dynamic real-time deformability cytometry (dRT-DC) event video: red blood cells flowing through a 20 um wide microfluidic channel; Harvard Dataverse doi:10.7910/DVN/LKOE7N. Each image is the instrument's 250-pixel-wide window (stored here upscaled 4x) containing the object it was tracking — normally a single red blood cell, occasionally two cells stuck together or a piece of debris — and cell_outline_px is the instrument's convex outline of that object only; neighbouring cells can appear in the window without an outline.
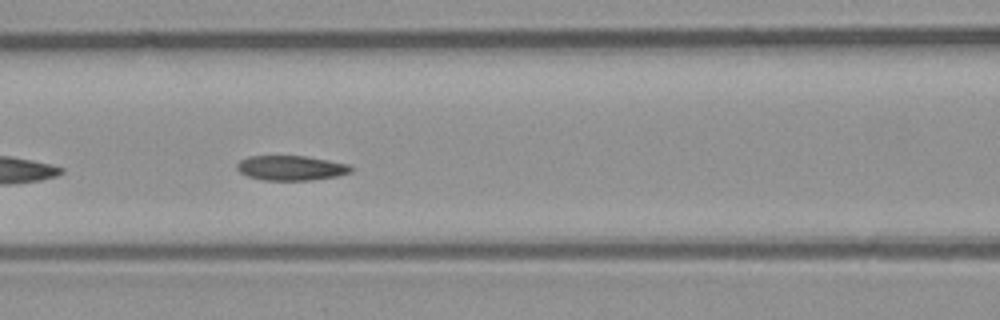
{"species": "common noctule bat (a hibernating species)", "species_latin": "Nyctalus noctula", "temperature_condition": "room temperature", "stored_images_in_passage": 26, "camera_frame_rate_fps": 3000, "um_per_image_px": 0.085, "animal": {"sex": "male", "body_mass_g": 23.1, "forearm_length_mm": 52.7}, "frame": {"image": 1, "passage_image": 8, "time_ms": 2.333, "image_size_px": [1000, 320], "cell_outline_px": [[352, 172], [336, 176], [312, 180], [264, 180], [248, 176], [240, 172], [236, 168], [236, 164], [240, 160], [248, 156], [308, 156], [348, 164], [352, 168]], "centroid_in_image_um": [24.72, 14.27], "position_along_channel_um": 141.9, "area_um2": 16.47}}
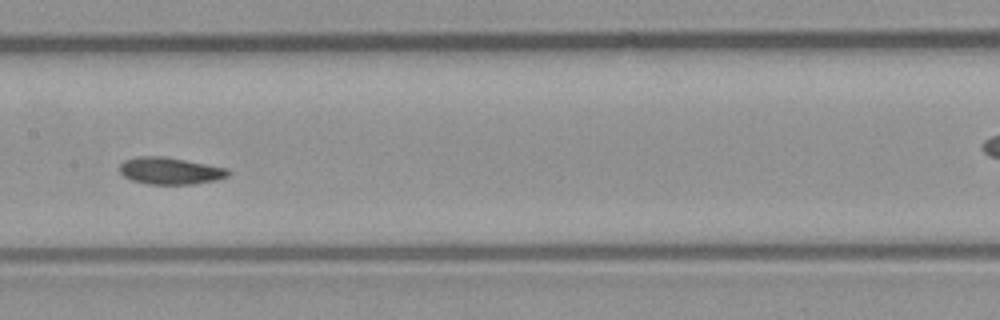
{"frame": {"image": 2, "passage_image": 12, "time_ms": 3.667, "image_size_px": [1000, 320], "cell_outline_px": [[228, 176], [216, 180], [192, 184], [148, 184], [132, 180], [124, 176], [120, 172], [120, 164], [124, 160], [136, 156], [164, 156], [228, 168]], "centroid_in_image_um": [14.43, 14.51], "position_along_channel_um": 193.0, "area_um2": 16.99}}
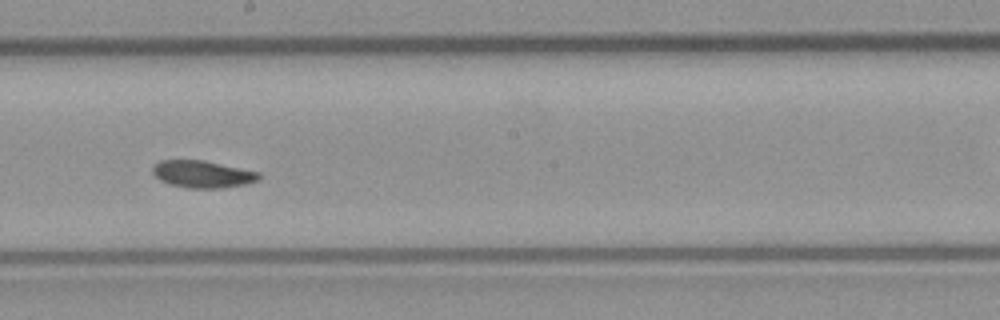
{"frame": {"image": 3, "passage_image": 15, "time_ms": 4.667, "image_size_px": [1000, 320], "cell_outline_px": [[260, 180], [244, 184], [224, 188], [188, 188], [168, 184], [160, 180], [152, 172], [152, 168], [160, 160], [204, 160], [260, 172]], "centroid_in_image_um": [17.22, 14.8], "position_along_channel_um": 231.0, "area_um2": 16.88}, "authors_computed_cell_mechanics": {"area_um2": 16.9932, "velocity_mm_per_s": 3.8279, "shape_relaxation_time_tau1_ms": 4.192, "shape_relaxation_time_tau2_ms": null, "deformation_change_tau1": 0.0987, "deformation_change_tau2": null}}